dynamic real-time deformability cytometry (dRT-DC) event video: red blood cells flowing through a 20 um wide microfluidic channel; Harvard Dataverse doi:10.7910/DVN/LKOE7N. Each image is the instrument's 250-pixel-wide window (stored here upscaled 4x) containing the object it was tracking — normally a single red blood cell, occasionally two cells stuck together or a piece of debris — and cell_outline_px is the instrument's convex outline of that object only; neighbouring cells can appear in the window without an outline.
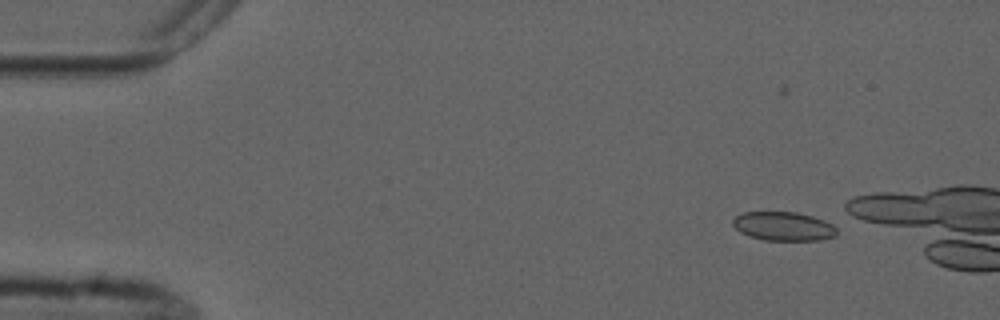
{"species": "common noctule bat (a hibernating species)", "species_latin": "Nyctalus noctula", "temperature_condition": "cold", "stored_images_in_passage": 6, "camera_frame_rate_fps": 3000, "um_per_image_px": 0.085, "animal": {"sex": "male", "forearm_length_mm": 52.5}, "frame": {"image": 1, "passage_image": 2, "time_ms": 1.0, "image_size_px": [1000, 320], "cell_outline_px": [[836, 236], [820, 240], [764, 240], [748, 236], [740, 232], [732, 224], [732, 220], [736, 216], [744, 212], [796, 212], [812, 216], [824, 220], [832, 224], [836, 228]], "centroid_in_image_um": [66.59, 19.23], "position_along_channel_um": 18.4, "area_um2": 17.51}}